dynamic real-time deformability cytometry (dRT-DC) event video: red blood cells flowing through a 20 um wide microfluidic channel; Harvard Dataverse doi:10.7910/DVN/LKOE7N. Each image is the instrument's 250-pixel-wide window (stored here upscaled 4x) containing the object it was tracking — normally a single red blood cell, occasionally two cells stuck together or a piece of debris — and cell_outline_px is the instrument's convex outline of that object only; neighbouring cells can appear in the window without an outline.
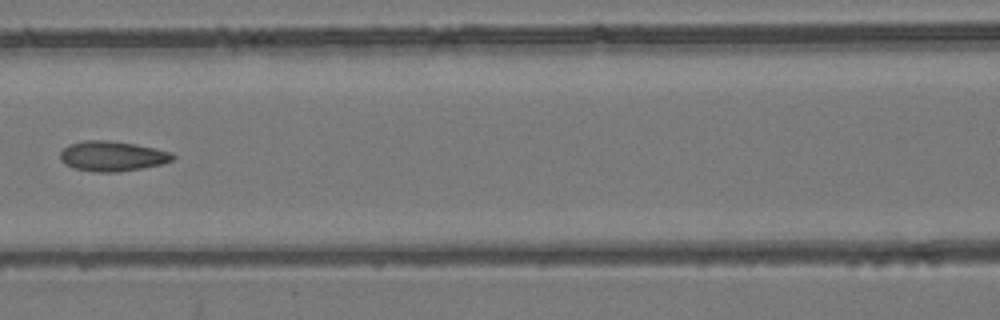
{"species": "common noctule bat (a hibernating species)", "species_latin": "Nyctalus noctula", "temperature_condition": "room temperature", "stored_images_in_passage": 6, "camera_frame_rate_fps": 3000, "um_per_image_px": 0.085, "animal": {"sex": "female", "body_mass_g": 24.6, "forearm_length_mm": 56.2}, "frame": {"image": 1, "passage_image": 6, "time_ms": 1.667, "image_size_px": [1000, 320], "cell_outline_px": [[176, 156], [172, 160], [160, 164], [140, 168], [116, 172], [96, 172], [72, 168], [64, 164], [60, 160], [60, 152], [68, 144], [84, 140], [112, 140], [136, 144], [172, 152]], "centroid_in_image_um": [9.5, 13.26], "position_along_channel_um": 157.1, "area_um2": 19.83}}